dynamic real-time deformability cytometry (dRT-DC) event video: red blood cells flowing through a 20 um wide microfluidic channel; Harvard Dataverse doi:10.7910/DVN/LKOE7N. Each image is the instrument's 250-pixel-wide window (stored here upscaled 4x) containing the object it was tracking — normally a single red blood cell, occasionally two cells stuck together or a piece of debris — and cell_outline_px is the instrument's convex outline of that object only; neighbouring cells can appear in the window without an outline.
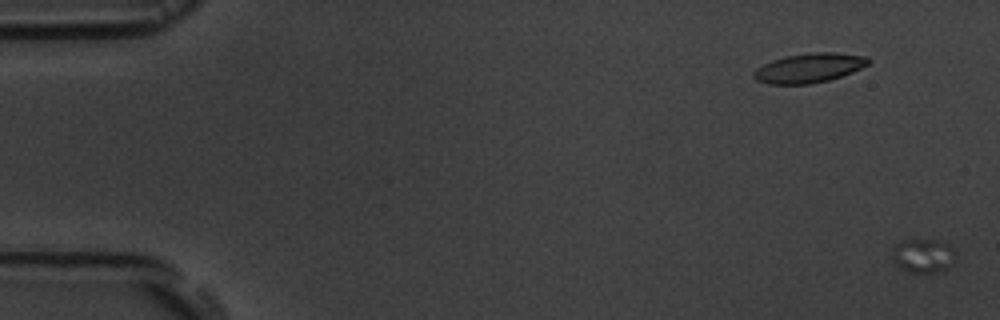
{"species": "common noctule bat (a hibernating species)", "species_latin": "Nyctalus noctula", "temperature_condition": "room temperature", "stored_images_in_passage": 2, "camera_frame_rate_fps": 3000, "um_per_image_px": 0.085, "animal": {"sex": "male", "body_mass_g": 19.5, "forearm_length_mm": 54.6}, "frame": {"image": 1, "passage_image": 2, "time_ms": 1.333, "image_size_px": [1000, 320], "cell_outline_px": [[956, 256], [944, 268], [932, 272], [908, 272], [896, 264], [892, 260], [892, 248], [896, 244], [908, 240], [940, 240], [948, 244], [952, 248]], "centroid_in_image_um": [78.42, 21.71], "position_along_channel_um": 6.6, "area_um2": 12.14}}